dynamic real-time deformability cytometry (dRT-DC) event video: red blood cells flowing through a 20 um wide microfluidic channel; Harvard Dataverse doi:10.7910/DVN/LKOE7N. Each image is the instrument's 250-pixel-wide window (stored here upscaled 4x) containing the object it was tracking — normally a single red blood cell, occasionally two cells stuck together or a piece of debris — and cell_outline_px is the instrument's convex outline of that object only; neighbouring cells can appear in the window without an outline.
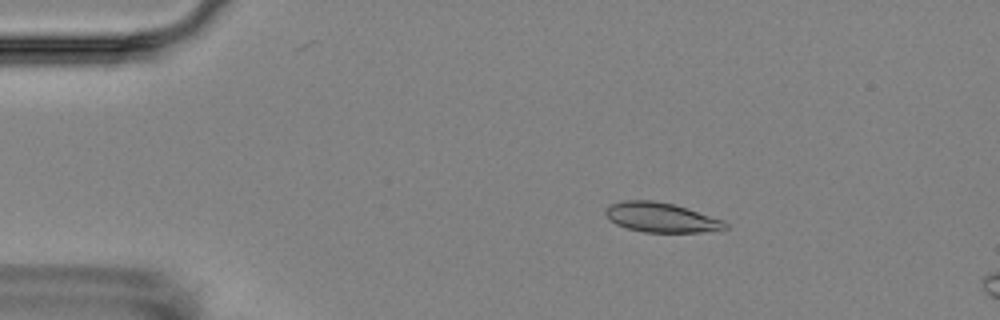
{"species": "Egyptian fruit bat (a non-hibernating species)", "species_latin": "Rousettus aegyptiacus", "temperature_condition": "room temperature", "stored_images_in_passage": 4, "camera_frame_rate_fps": 3000, "um_per_image_px": 0.085, "animal": {"sex": "female"}, "frame": {"image": 1, "passage_image": 3, "time_ms": 3.0, "image_size_px": [1000, 320], "cell_outline_px": [[728, 228], [720, 232], [644, 232], [628, 228], [616, 224], [608, 220], [604, 216], [604, 208], [608, 204], [624, 200], [652, 200], [672, 204], [688, 208], [724, 220], [728, 224]], "centroid_in_image_um": [56.2, 18.49], "position_along_channel_um": 28.8, "area_um2": 21.15}}